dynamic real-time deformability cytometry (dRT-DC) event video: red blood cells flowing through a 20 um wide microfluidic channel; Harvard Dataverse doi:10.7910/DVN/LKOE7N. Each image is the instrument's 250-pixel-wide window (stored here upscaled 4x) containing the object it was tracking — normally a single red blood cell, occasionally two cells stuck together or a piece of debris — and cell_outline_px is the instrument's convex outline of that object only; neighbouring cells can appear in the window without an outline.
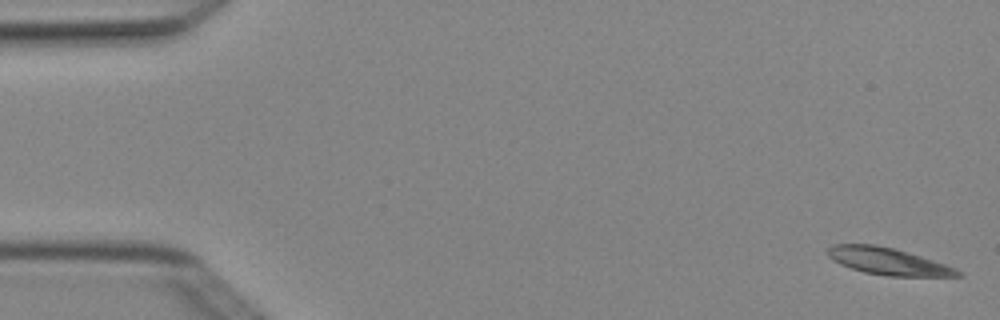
{"species": "Egyptian fruit bat (a non-hibernating species)", "species_latin": "Rousettus aegyptiacus", "temperature_condition": "cold", "stored_images_in_passage": 6, "camera_frame_rate_fps": 3000, "um_per_image_px": 0.085, "animal": {"sex": "female"}, "frame": {"image": 1, "passage_image": 1, "time_ms": 0.0, "image_size_px": [1000, 320], "cell_outline_px": [[964, 276], [888, 276], [864, 272], [840, 264], [832, 260], [828, 256], [828, 248], [832, 244], [876, 244], [908, 252], [956, 268], [964, 272]], "centroid_in_image_um": [75.49, 22.21], "position_along_channel_um": 9.5, "area_um2": 20.35}}
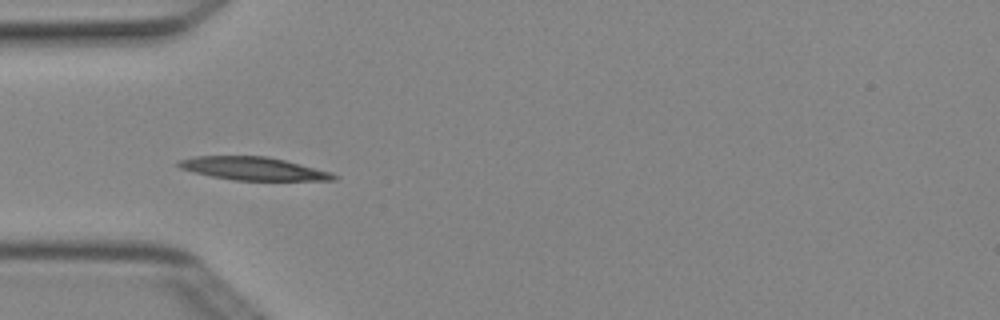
{"frame": {"image": 2, "passage_image": 5, "time_ms": 1.333, "image_size_px": [1000, 320], "cell_outline_px": [[340, 176], [336, 180], [236, 180], [212, 176], [180, 168], [176, 164], [176, 160], [196, 156], [268, 156], [332, 172]], "centroid_in_image_um": [21.55, 14.32], "position_along_channel_um": 63.5, "area_um2": 20.75}}
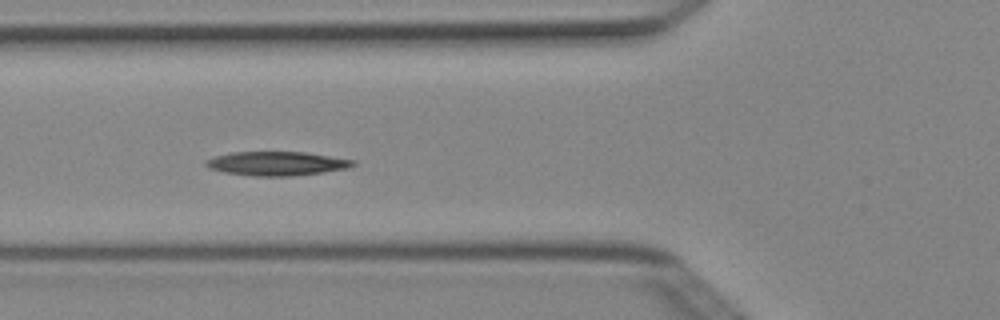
{"frame": {"image": 3, "passage_image": 6, "time_ms": 1.667, "image_size_px": [1000, 320], "cell_outline_px": [[356, 164], [348, 168], [292, 176], [256, 176], [224, 172], [208, 168], [204, 164], [204, 160], [216, 156], [232, 152], [304, 152], [356, 160]], "centroid_in_image_um": [23.5, 13.89], "position_along_channel_um": 102.3, "area_um2": 20.46}}